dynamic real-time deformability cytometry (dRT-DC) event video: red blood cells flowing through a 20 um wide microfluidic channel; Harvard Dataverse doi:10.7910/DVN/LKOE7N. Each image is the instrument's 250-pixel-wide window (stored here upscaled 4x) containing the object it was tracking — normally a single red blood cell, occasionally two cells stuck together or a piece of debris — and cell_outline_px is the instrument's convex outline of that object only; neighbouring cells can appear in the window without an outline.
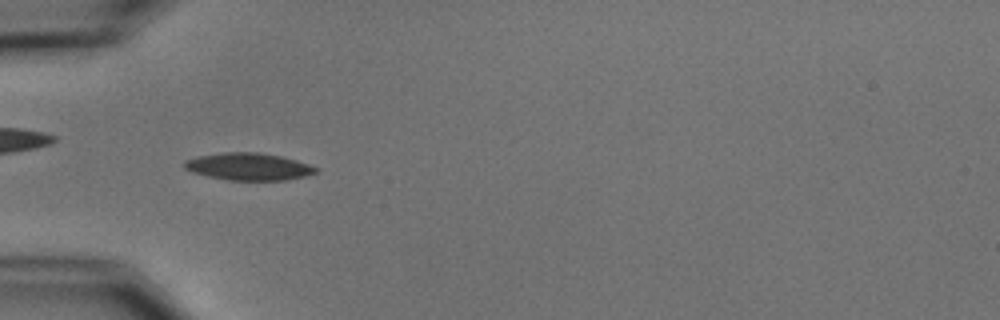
{"species": "common noctule bat (a hibernating species)", "species_latin": "Nyctalus noctula", "temperature_condition": "cold", "stored_images_in_passage": 5, "camera_frame_rate_fps": 3000, "um_per_image_px": 0.085, "animal": {"sex": "male", "body_mass_g": 15.6}, "frame": {"image": 1, "passage_image": 4, "time_ms": 4.333, "image_size_px": [1000, 320], "cell_outline_px": [[320, 168], [316, 172], [304, 176], [284, 180], [228, 180], [208, 176], [192, 172], [184, 168], [184, 160], [196, 156], [224, 152], [256, 152], [280, 156], [296, 160]], "centroid_in_image_um": [21.1, 14.15], "position_along_channel_um": 63.9, "area_um2": 20.81}}